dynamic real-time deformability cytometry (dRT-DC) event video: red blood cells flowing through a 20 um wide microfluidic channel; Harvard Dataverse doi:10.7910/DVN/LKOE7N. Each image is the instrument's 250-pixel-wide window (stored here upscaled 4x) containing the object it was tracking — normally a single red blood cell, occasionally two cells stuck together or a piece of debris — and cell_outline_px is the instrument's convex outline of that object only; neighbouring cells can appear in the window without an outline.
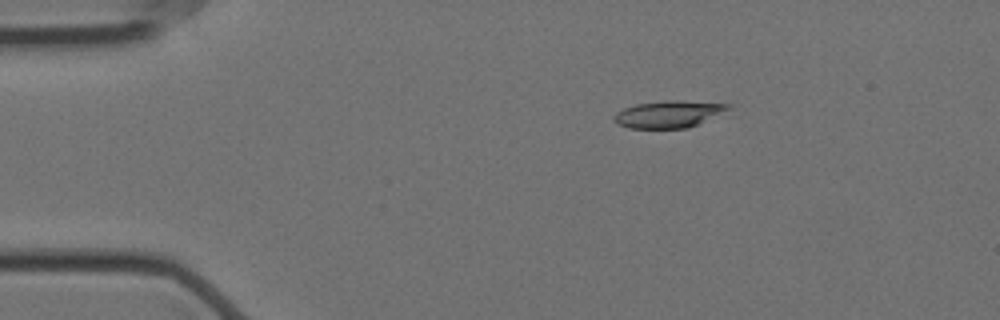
{"species": "Egyptian fruit bat (a non-hibernating species)", "species_latin": "Rousettus aegyptiacus", "temperature_condition": "cold", "stored_images_in_passage": 49, "camera_frame_rate_fps": 3000, "um_per_image_px": 0.085, "animal": {"sex": "female"}, "frame": {"image": 1, "passage_image": 1, "time_ms": 0.0, "image_size_px": [1000, 320], "cell_outline_px": [[732, 108], [688, 128], [628, 128], [616, 124], [612, 120], [612, 116], [616, 112], [624, 108], [636, 104], [668, 100], [680, 100], [732, 104]], "centroid_in_image_um": [56.79, 9.7], "position_along_channel_um": 28.2, "area_um2": 18.03}}
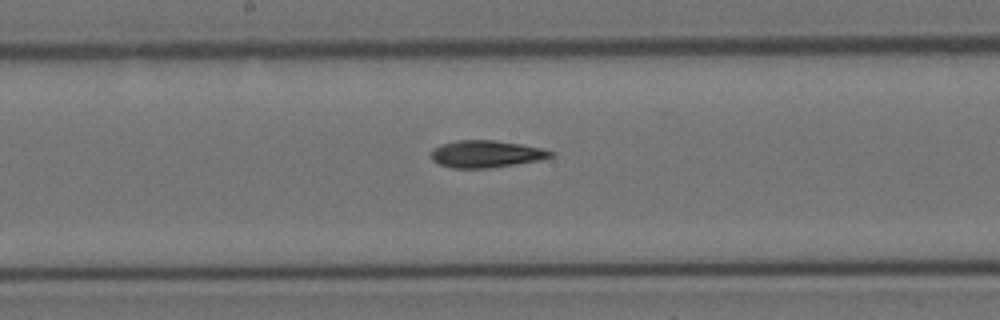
{"frame": {"image": 2, "passage_image": 21, "time_ms": 6.667, "image_size_px": [1000, 320], "cell_outline_px": [[556, 156], [544, 160], [492, 168], [452, 168], [440, 164], [432, 160], [432, 148], [440, 144], [456, 140], [496, 140], [544, 148], [556, 152]], "centroid_in_image_um": [41.4, 13.09], "position_along_channel_um": 206.8, "area_um2": 19.36}}
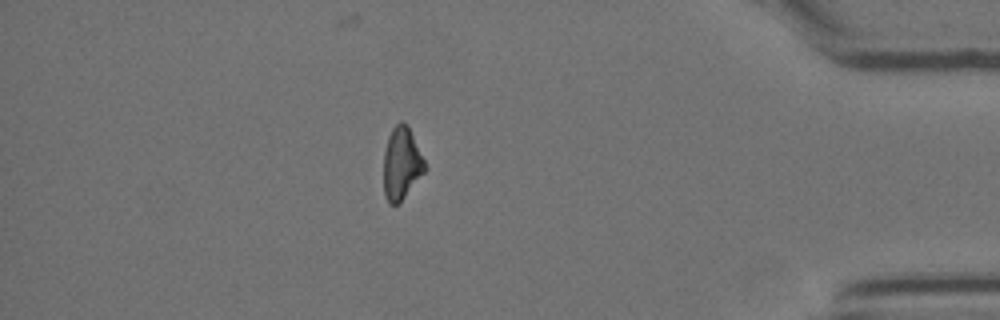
{"frame": {"image": 3, "passage_image": 41, "time_ms": 13.333, "image_size_px": [1000, 320], "cell_outline_px": [[428, 168], [404, 196], [396, 204], [388, 204], [384, 196], [384, 152], [388, 136], [392, 128], [400, 120], [404, 120], [408, 124]], "centroid_in_image_um": [34.13, 13.85], "position_along_channel_um": 401.1, "area_um2": 17.46}, "authors_computed_cell_mechanics": {"area_um2": 18.785, "velocity_mm_per_s": 3.5245, "shape_relaxation_time_tau1_ms": 7.77, "shape_relaxation_time_tau2_ms": null, "deformation_change_tau1": 0.1846, "deformation_change_tau2": null}}